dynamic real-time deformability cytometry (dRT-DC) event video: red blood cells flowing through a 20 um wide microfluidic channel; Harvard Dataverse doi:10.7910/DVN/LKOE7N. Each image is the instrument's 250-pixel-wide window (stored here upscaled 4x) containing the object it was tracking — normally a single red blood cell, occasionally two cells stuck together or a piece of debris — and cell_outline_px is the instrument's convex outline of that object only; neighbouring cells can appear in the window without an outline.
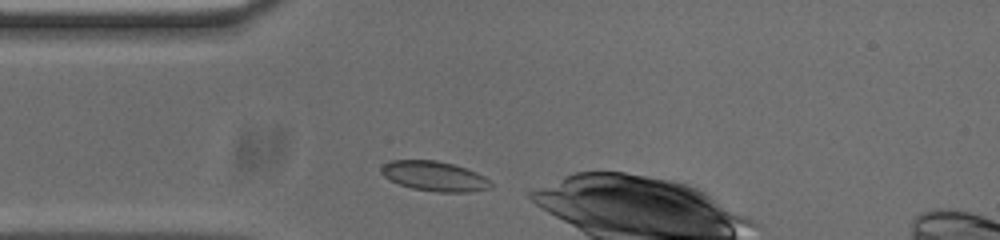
{"species": "common noctule bat (a hibernating species)", "species_latin": "Nyctalus noctula", "temperature_condition": "cold", "stored_images_in_passage": 32, "camera_frame_rate_fps": 3000, "um_per_image_px": 0.085, "animal": {"sex": "male", "body_mass_g": 20.0, "forearm_length_mm": 53.3}, "frame": {"image": 1, "passage_image": 1, "time_ms": 0.0, "image_size_px": [1000, 240], "cell_outline_px": [[492, 188], [468, 192], [436, 192], [412, 188], [400, 184], [384, 176], [380, 172], [380, 168], [384, 164], [392, 160], [436, 160], [452, 164], [476, 172], [484, 176], [492, 184]], "centroid_in_image_um": [36.93, 14.98], "position_along_channel_um": 48.1, "area_um2": 18.9}}
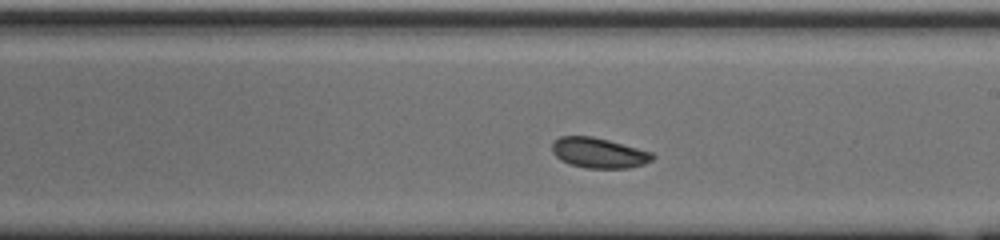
{"frame": {"image": 2, "passage_image": 17, "time_ms": 5.333, "image_size_px": [1000, 240], "cell_outline_px": [[656, 156], [652, 160], [644, 164], [628, 168], [588, 168], [568, 164], [560, 160], [552, 152], [552, 144], [560, 136], [592, 136], [608, 140], [652, 152]], "centroid_in_image_um": [50.89, 13.0], "position_along_channel_um": 238.1, "area_um2": 17.69}}
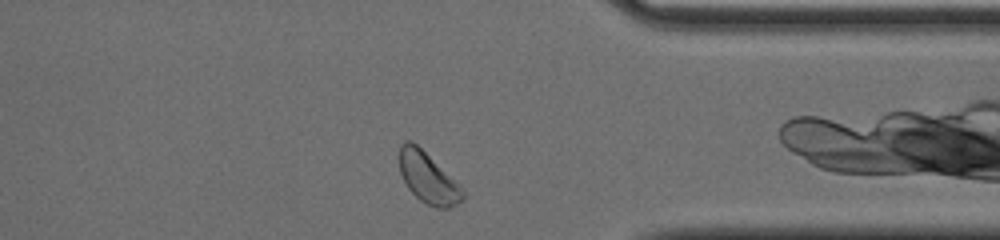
{"frame": {"image": 3, "passage_image": 29, "time_ms": 9.333, "image_size_px": [1000, 240], "cell_outline_px": [[464, 196], [456, 204], [448, 208], [436, 208], [420, 200], [408, 188], [400, 172], [400, 144], [404, 140], [412, 140], [460, 184], [464, 188]], "centroid_in_image_um": [36.38, 15.1], "position_along_channel_um": 375.0, "area_um2": 18.55}, "authors_computed_cell_mechanics": {"area_um2": 17.918, "velocity_mm_per_s": 3.6968, "shape_relaxation_time_tau1_ms": 6.0098, "shape_relaxation_time_tau2_ms": 0.8233, "deformation_change_tau1": 0.0818, "deformation_change_tau2": 0.0472}}